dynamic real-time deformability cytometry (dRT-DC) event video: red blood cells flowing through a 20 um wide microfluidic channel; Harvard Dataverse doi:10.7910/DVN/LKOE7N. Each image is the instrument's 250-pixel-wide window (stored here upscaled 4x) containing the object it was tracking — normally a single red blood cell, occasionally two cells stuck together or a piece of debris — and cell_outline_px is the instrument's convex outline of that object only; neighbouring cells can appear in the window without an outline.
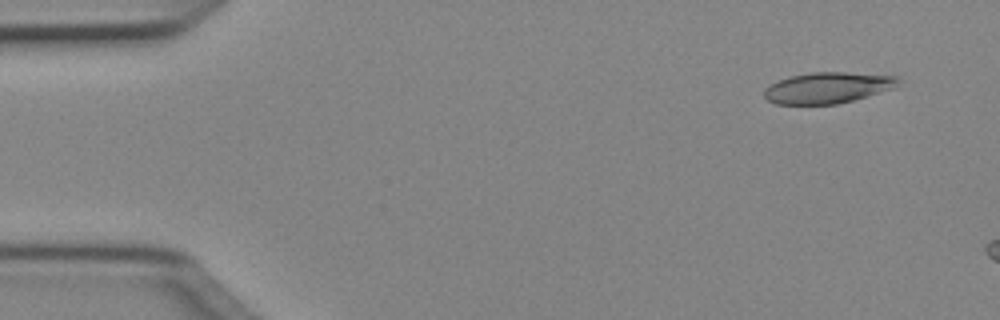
{"species": "Egyptian fruit bat (a non-hibernating species)", "species_latin": "Rousettus aegyptiacus", "temperature_condition": "cold", "stored_images_in_passage": 10, "camera_frame_rate_fps": 3000, "um_per_image_px": 0.085, "animal": {"sex": "female"}, "frame": {"image": 1, "passage_image": 4, "time_ms": 1.0, "image_size_px": [1000, 320], "cell_outline_px": [[900, 80], [896, 88], [868, 96], [836, 104], [776, 104], [768, 100], [764, 96], [764, 88], [788, 76], [812, 72], [844, 72], [900, 76]], "centroid_in_image_um": [70.39, 7.45], "position_along_channel_um": 14.6, "area_um2": 24.33}}